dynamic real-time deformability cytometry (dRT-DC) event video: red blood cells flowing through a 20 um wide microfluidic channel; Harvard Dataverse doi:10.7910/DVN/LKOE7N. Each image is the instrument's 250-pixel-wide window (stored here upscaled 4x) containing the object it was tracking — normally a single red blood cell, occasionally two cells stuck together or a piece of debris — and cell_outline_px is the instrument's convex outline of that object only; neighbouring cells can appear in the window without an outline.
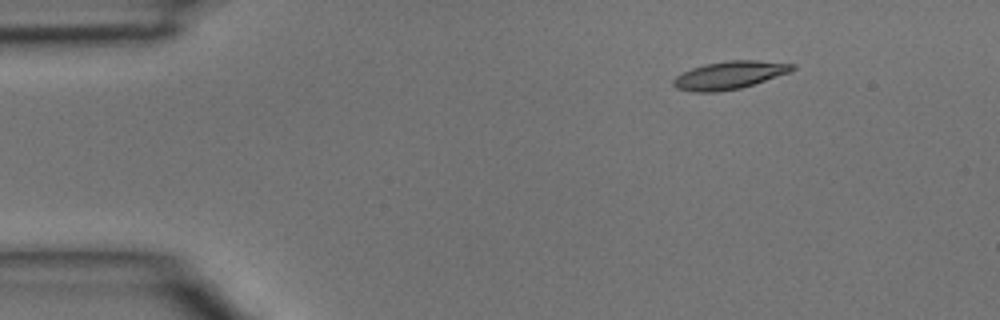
{"species": "common noctule bat (a hibernating species)", "species_latin": "Nyctalus noctula", "temperature_condition": "room temperature", "stored_images_in_passage": 5, "camera_frame_rate_fps": 3000, "um_per_image_px": 0.085, "animal": {"sex": "male", "body_mass_g": 15.6}, "frame": {"image": 1, "passage_image": 2, "time_ms": 0.333, "image_size_px": [1000, 320], "cell_outline_px": [[796, 68], [788, 72], [740, 88], [716, 92], [692, 92], [676, 88], [672, 84], [672, 80], [676, 76], [692, 68], [704, 64], [728, 60], [756, 60], [796, 64]], "centroid_in_image_um": [61.96, 6.38], "position_along_channel_um": 23.0, "area_um2": 19.13}}
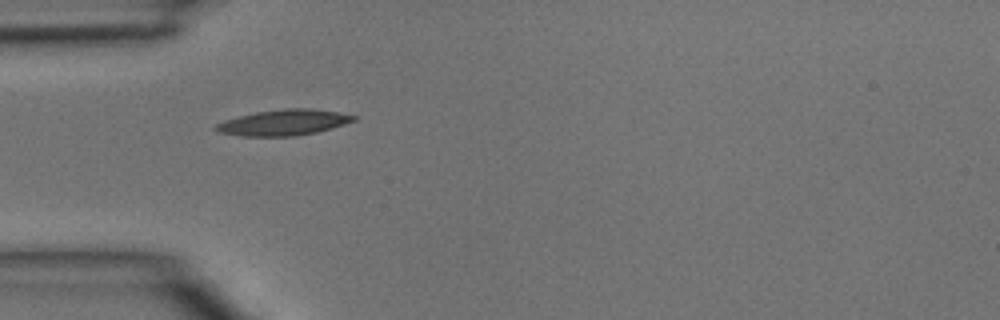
{"frame": {"image": 2, "passage_image": 4, "time_ms": 1.0, "image_size_px": [1000, 320], "cell_outline_px": [[360, 116], [356, 120], [332, 128], [316, 132], [292, 136], [244, 136], [220, 132], [212, 128], [216, 124], [224, 120], [256, 112], [288, 108], [308, 108], [336, 112]], "centroid_in_image_um": [24.13, 10.41], "position_along_channel_um": 60.9, "area_um2": 20.52}}
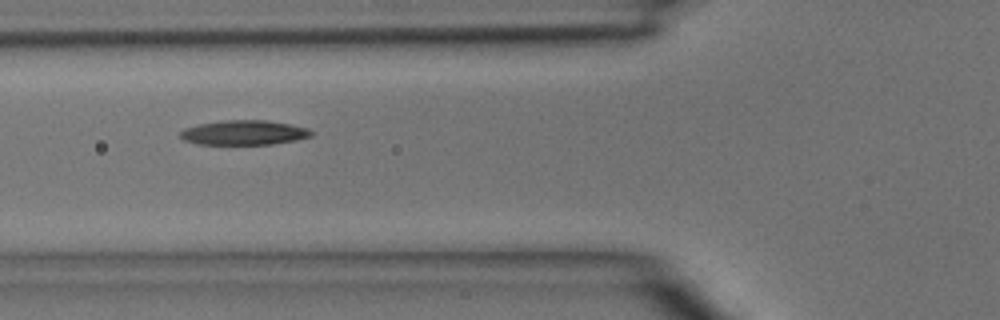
{"frame": {"image": 3, "passage_image": 5, "time_ms": 1.333, "image_size_px": [1000, 320], "cell_outline_px": [[312, 136], [296, 140], [272, 144], [196, 144], [184, 140], [180, 136], [180, 132], [184, 128], [200, 124], [224, 120], [264, 120], [288, 124], [308, 128], [312, 132]], "centroid_in_image_um": [20.72, 11.27], "position_along_channel_um": 105.1, "area_um2": 18.67}}